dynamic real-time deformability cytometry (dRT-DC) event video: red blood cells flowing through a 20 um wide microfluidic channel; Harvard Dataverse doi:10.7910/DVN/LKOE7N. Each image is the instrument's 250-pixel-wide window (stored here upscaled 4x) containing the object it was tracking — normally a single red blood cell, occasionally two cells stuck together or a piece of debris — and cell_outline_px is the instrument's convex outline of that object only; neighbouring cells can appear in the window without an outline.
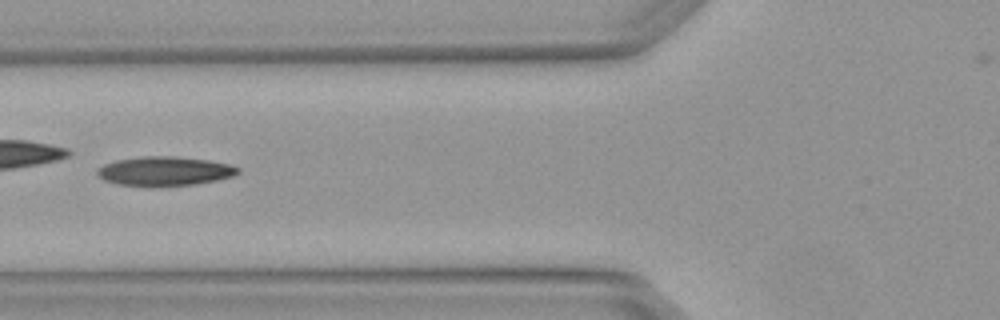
{"species": "Egyptian fruit bat (a non-hibernating species)", "species_latin": "Rousettus aegyptiacus", "temperature_condition": "warm", "stored_images_in_passage": 4, "camera_frame_rate_fps": 3000, "um_per_image_px": 0.085, "animal": {"sex": "female"}, "frame": {"image": 1, "passage_image": 3, "time_ms": 0.667, "image_size_px": [1000, 320], "cell_outline_px": [[240, 172], [232, 176], [216, 180], [196, 184], [116, 184], [104, 180], [96, 172], [104, 164], [116, 160], [144, 156], [172, 156], [208, 160], [232, 164], [240, 168]], "centroid_in_image_um": [14.05, 14.51], "position_along_channel_um": 111.8, "area_um2": 23.18}}